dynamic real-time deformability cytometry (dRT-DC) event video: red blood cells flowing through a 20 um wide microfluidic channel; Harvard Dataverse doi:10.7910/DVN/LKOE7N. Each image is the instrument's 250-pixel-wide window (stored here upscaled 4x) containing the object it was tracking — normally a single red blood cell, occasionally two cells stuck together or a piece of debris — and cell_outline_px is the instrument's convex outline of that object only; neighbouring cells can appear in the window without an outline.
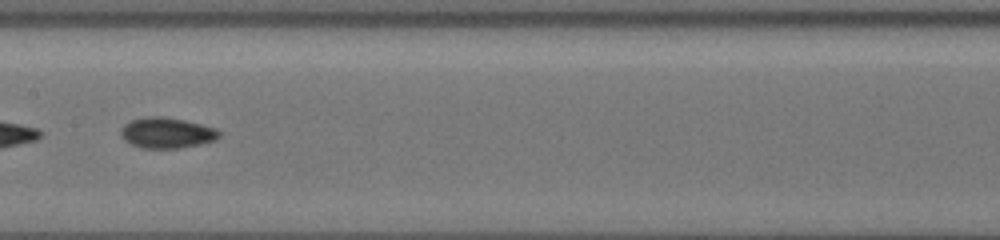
{"species": "common noctule bat (a hibernating species)", "species_latin": "Nyctalus noctula", "temperature_condition": "cold", "stored_images_in_passage": 46, "camera_frame_rate_fps": 3000, "um_per_image_px": 0.085, "animal": {"sex": "female", "body_mass_g": 19.5, "forearm_length_mm": 54.1}, "frame": {"image": 1, "passage_image": 23, "time_ms": 3.667, "image_size_px": [1000, 240], "cell_outline_px": [[220, 136], [216, 140], [200, 144], [180, 148], [140, 148], [124, 140], [120, 136], [120, 128], [124, 124], [132, 120], [144, 116], [164, 116], [184, 120], [216, 128], [220, 132]], "centroid_in_image_um": [14.15, 11.29], "position_along_channel_um": 193.2, "area_um2": 17.74}}
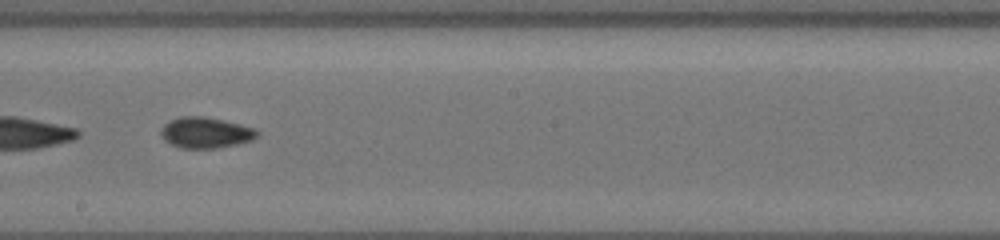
{"frame": {"image": 2, "passage_image": 30, "time_ms": 4.667, "image_size_px": [1000, 240], "cell_outline_px": [[260, 132], [252, 140], [236, 144], [216, 148], [180, 148], [164, 140], [160, 132], [164, 124], [168, 120], [180, 116], [204, 116], [224, 120], [256, 128]], "centroid_in_image_um": [17.47, 11.26], "position_along_channel_um": 230.7, "area_um2": 17.4}}